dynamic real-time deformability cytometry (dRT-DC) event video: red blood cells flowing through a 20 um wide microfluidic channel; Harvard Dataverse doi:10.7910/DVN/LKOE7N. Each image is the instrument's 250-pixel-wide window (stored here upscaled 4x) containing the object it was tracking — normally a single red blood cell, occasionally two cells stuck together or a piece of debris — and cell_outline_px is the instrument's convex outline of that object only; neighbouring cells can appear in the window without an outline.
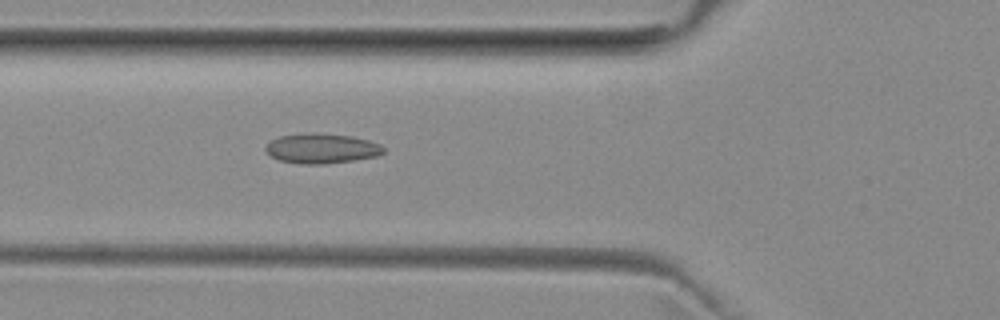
{"species": "common noctule bat (a hibernating species)", "species_latin": "Nyctalus noctula", "temperature_condition": "room temperature", "stored_images_in_passage": 41, "camera_frame_rate_fps": 3000, "um_per_image_px": 0.085, "animal": {"sex": "female", "body_mass_g": 29.2, "forearm_length_mm": 56.3}, "frame": {"image": 1, "passage_image": 9, "time_ms": 2.667, "image_size_px": [1000, 320], "cell_outline_px": [[384, 152], [376, 156], [352, 160], [324, 164], [300, 164], [280, 160], [272, 156], [264, 148], [272, 140], [280, 136], [304, 132], [312, 132], [352, 136], [368, 140], [380, 144], [384, 148]], "centroid_in_image_um": [27.34, 12.6], "position_along_channel_um": 98.5, "area_um2": 20.46}}
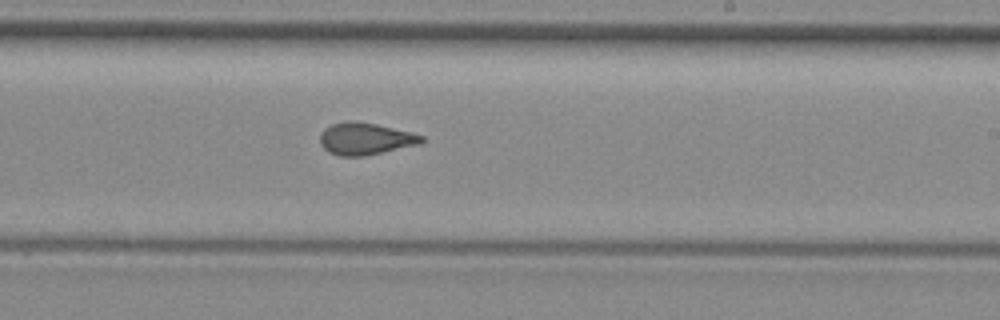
{"frame": {"image": 2, "passage_image": 21, "time_ms": 6.667, "image_size_px": [1000, 320], "cell_outline_px": [[424, 140], [420, 144], [364, 156], [340, 156], [328, 152], [320, 144], [320, 132], [324, 128], [332, 124], [348, 120], [352, 120], [376, 124], [412, 132], [424, 136]], "centroid_in_image_um": [31.04, 11.79], "position_along_channel_um": 258.0, "area_um2": 19.07}}
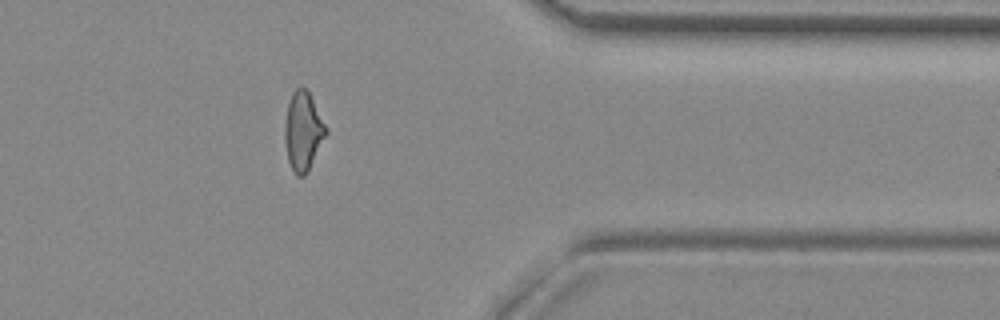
{"frame": {"image": 3, "passage_image": 32, "time_ms": 10.333, "image_size_px": [1000, 320], "cell_outline_px": [[328, 132], [304, 176], [296, 176], [288, 160], [284, 140], [284, 124], [288, 104], [292, 92], [300, 84], [308, 88], [328, 128]], "centroid_in_image_um": [25.76, 11.06], "position_along_channel_um": 385.6, "area_um2": 19.13}}